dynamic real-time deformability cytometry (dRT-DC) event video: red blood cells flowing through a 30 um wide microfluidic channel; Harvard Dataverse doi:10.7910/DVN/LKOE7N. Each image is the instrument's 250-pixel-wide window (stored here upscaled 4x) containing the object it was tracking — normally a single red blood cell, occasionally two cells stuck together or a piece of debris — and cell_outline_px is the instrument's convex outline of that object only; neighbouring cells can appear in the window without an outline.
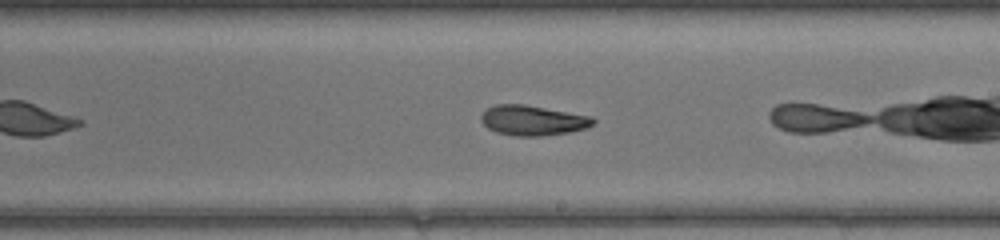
{"species": "common noctule bat (a hibernating species)", "species_latin": "Nyctalus noctula", "temperature_condition": "warm", "stored_images_in_passage": 24, "camera_frame_rate_fps": 3000, "um_per_image_px": 0.085, "animal": {"sex": "female", "body_mass_g": 17.0, "forearm_length_mm": 48.0}, "frame": {"image": 1, "passage_image": 17, "time_ms": 5.333, "image_size_px": [1000, 240], "cell_outline_px": [[596, 120], [588, 128], [568, 132], [540, 136], [516, 136], [496, 132], [488, 128], [480, 120], [480, 116], [488, 108], [496, 104], [524, 104], [592, 116]], "centroid_in_image_um": [45.29, 10.23], "position_along_channel_um": 243.7, "area_um2": 19.59}}